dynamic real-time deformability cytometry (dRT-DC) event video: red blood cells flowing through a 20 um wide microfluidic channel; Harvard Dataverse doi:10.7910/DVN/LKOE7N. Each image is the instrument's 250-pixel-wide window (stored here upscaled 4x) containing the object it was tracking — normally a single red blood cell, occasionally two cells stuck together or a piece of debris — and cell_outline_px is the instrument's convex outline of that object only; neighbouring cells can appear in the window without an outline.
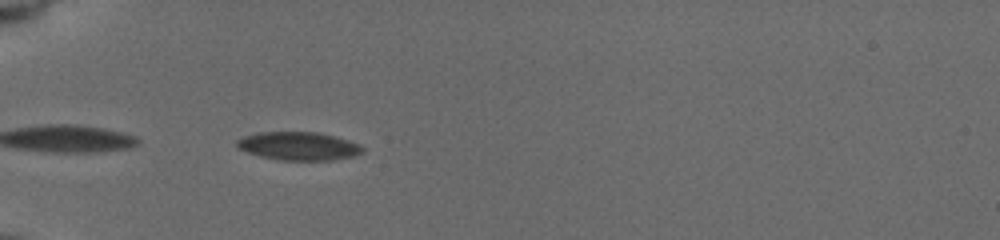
{"species": "common noctule bat (a hibernating species)", "species_latin": "Nyctalus noctula", "temperature_condition": "cold", "stored_images_in_passage": 9, "camera_frame_rate_fps": 3000, "um_per_image_px": 0.085, "animal": {"sex": "female", "body_mass_g": 19.5, "forearm_length_mm": 54.1}, "frame": {"image": 1, "passage_image": 2, "time_ms": 0.333, "image_size_px": [1000, 240], "cell_outline_px": [[364, 152], [352, 156], [332, 160], [276, 160], [260, 156], [236, 148], [236, 140], [244, 136], [256, 132], [316, 132], [348, 140], [360, 144], [364, 148]], "centroid_in_image_um": [25.35, 12.42], "position_along_channel_um": 59.7, "area_um2": 20.75}}
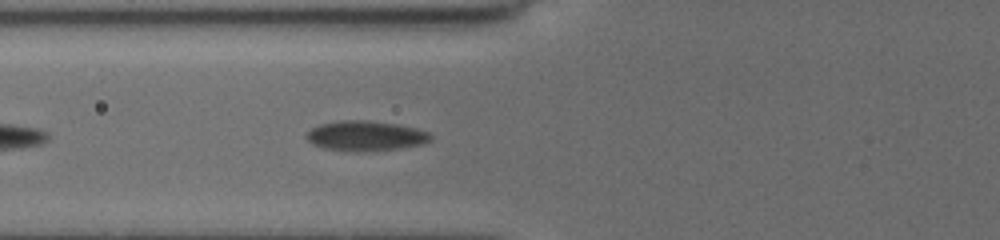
{"frame": {"image": 2, "passage_image": 6, "time_ms": 1.667, "image_size_px": [1000, 240], "cell_outline_px": [[432, 140], [424, 144], [400, 148], [372, 152], [356, 152], [324, 148], [312, 144], [304, 136], [312, 128], [320, 124], [340, 120], [368, 120], [400, 124], [416, 128], [428, 132], [432, 136]], "centroid_in_image_um": [31.1, 11.55], "position_along_channel_um": 94.7, "area_um2": 22.14}}